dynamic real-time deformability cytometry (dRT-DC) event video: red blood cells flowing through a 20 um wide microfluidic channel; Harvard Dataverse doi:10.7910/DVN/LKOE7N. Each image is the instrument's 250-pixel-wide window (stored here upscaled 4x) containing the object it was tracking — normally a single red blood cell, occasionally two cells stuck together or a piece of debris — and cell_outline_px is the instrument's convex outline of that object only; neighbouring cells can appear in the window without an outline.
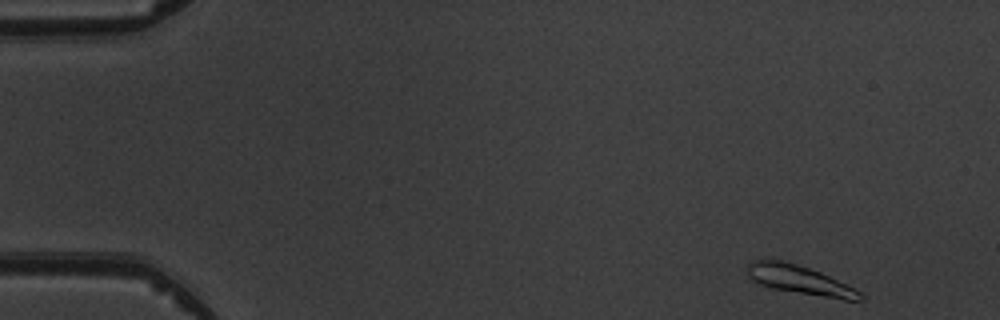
{"species": "common noctule bat (a hibernating species)", "species_latin": "Nyctalus noctula", "temperature_condition": "warm", "stored_images_in_passage": 4, "camera_frame_rate_fps": 3000, "um_per_image_px": 0.085, "animal": {"sex": "male", "body_mass_g": 19.5, "forearm_length_mm": 54.6}, "frame": {"image": 1, "passage_image": 1, "time_ms": 0.0, "image_size_px": [1000, 320], "cell_outline_px": [[864, 300], [844, 300], [772, 288], [760, 284], [752, 280], [748, 276], [748, 264], [752, 260], [780, 260], [796, 264], [820, 272], [856, 288], [864, 296]], "centroid_in_image_um": [68.01, 23.8], "position_along_channel_um": 17.0, "area_um2": 18.79}}